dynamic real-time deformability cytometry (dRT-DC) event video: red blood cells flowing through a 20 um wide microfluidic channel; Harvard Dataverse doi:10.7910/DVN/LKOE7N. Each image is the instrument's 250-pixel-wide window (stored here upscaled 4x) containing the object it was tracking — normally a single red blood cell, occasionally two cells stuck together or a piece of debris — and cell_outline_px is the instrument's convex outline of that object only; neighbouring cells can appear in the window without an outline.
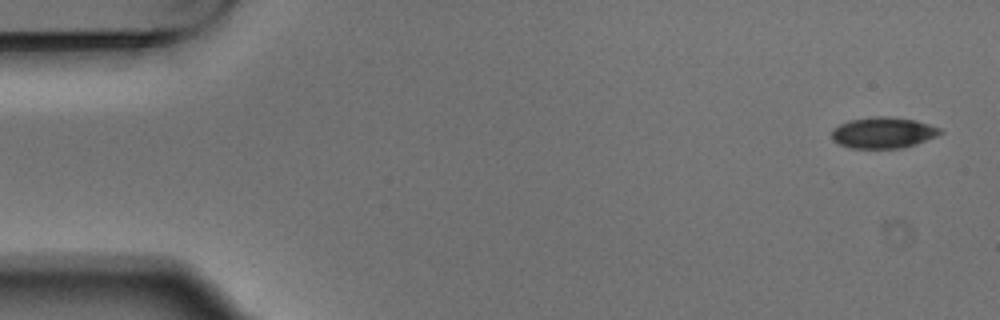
{"species": "Egyptian fruit bat (a non-hibernating species)", "species_latin": "Rousettus aegyptiacus", "temperature_condition": "warm", "stored_images_in_passage": 6, "camera_frame_rate_fps": 3000, "um_per_image_px": 0.085, "animal": {"sex": "male"}, "frame": {"image": 1, "passage_image": 1, "time_ms": 0.0, "image_size_px": [1000, 320], "cell_outline_px": [[944, 132], [936, 136], [916, 144], [900, 148], [852, 148], [840, 144], [832, 140], [832, 128], [848, 120], [876, 116], [888, 116], [916, 120], [940, 128]], "centroid_in_image_um": [75.06, 11.27], "position_along_channel_um": 9.9, "area_um2": 19.65}}
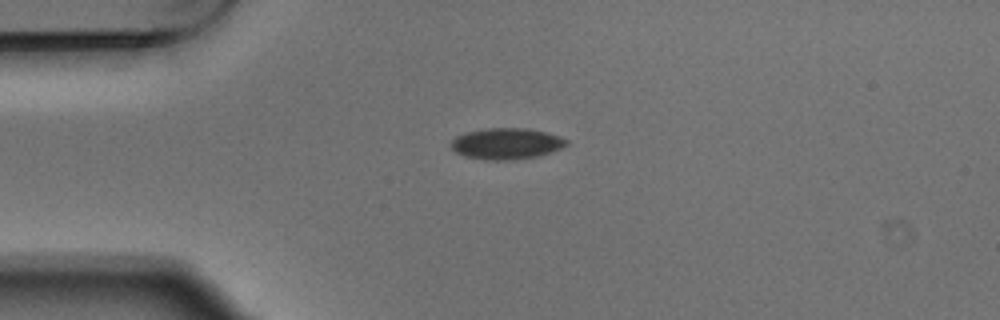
{"frame": {"image": 2, "passage_image": 4, "time_ms": 1.0, "image_size_px": [1000, 320], "cell_outline_px": [[568, 144], [560, 148], [536, 156], [504, 160], [488, 160], [464, 156], [456, 152], [452, 148], [452, 140], [456, 136], [464, 132], [488, 128], [528, 128], [560, 136], [568, 140]], "centroid_in_image_um": [43.02, 12.19], "position_along_channel_um": 42.0, "area_um2": 20.69}}
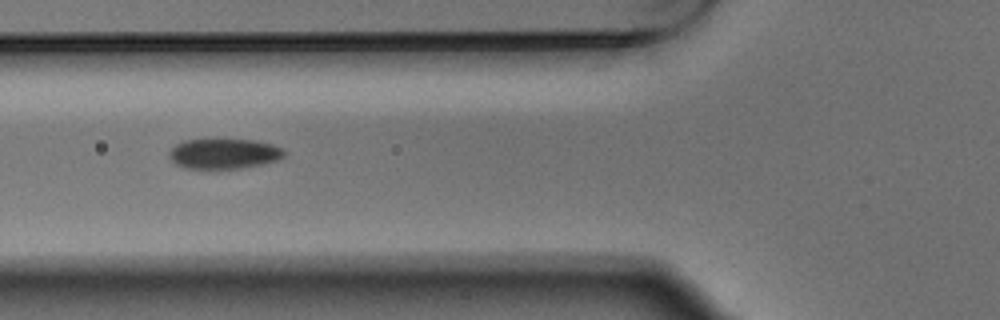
{"frame": {"image": 3, "passage_image": 6, "time_ms": 1.667, "image_size_px": [1000, 320], "cell_outline_px": [[284, 156], [276, 160], [260, 164], [240, 168], [184, 168], [176, 164], [168, 156], [168, 152], [176, 144], [184, 140], [256, 140], [272, 144], [284, 148]], "centroid_in_image_um": [19.02, 13.06], "position_along_channel_um": 106.8, "area_um2": 20.0}}